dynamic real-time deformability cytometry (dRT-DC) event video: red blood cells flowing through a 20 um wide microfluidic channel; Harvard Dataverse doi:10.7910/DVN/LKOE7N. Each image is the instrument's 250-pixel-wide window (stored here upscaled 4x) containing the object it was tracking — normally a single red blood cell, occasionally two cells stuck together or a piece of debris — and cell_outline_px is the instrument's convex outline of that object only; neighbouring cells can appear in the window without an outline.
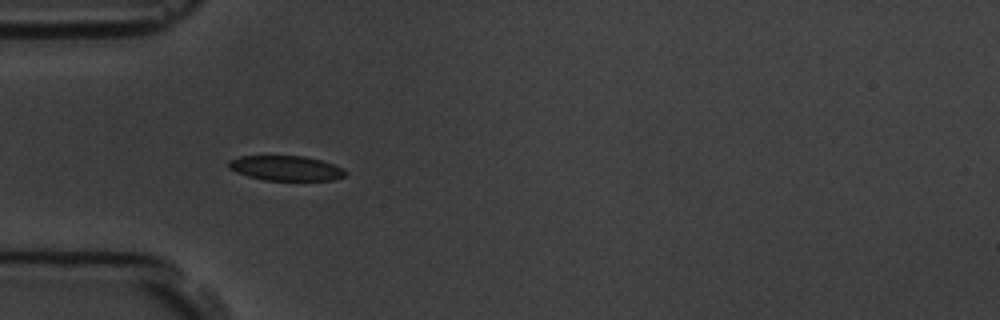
{"species": "common noctule bat (a hibernating species)", "species_latin": "Nyctalus noctula", "temperature_condition": "room temperature", "stored_images_in_passage": 4, "camera_frame_rate_fps": 3000, "um_per_image_px": 0.085, "animal": {"sex": "male", "body_mass_g": 19.5, "forearm_length_mm": 54.6}, "frame": {"image": 1, "passage_image": 3, "time_ms": 3.0, "image_size_px": [1000, 320], "cell_outline_px": [[348, 172], [344, 176], [332, 180], [264, 180], [248, 176], [236, 172], [228, 168], [228, 160], [240, 156], [304, 156], [320, 160], [332, 164]], "centroid_in_image_um": [24.26, 14.29], "position_along_channel_um": 60.7, "area_um2": 16.82}}
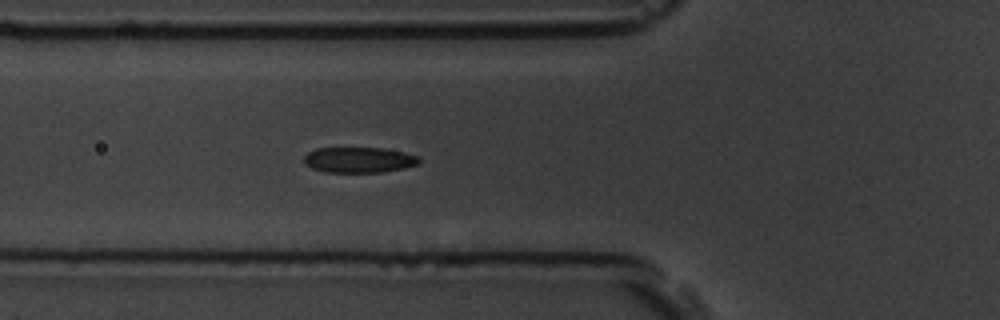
{"frame": {"image": 2, "passage_image": 4, "time_ms": 4.0, "image_size_px": [1000, 320], "cell_outline_px": [[420, 160], [416, 164], [404, 168], [384, 172], [324, 172], [312, 168], [304, 164], [304, 156], [308, 152], [316, 148], [384, 148], [404, 152], [420, 156]], "centroid_in_image_um": [30.5, 13.59], "position_along_channel_um": 95.3, "area_um2": 17.22}}